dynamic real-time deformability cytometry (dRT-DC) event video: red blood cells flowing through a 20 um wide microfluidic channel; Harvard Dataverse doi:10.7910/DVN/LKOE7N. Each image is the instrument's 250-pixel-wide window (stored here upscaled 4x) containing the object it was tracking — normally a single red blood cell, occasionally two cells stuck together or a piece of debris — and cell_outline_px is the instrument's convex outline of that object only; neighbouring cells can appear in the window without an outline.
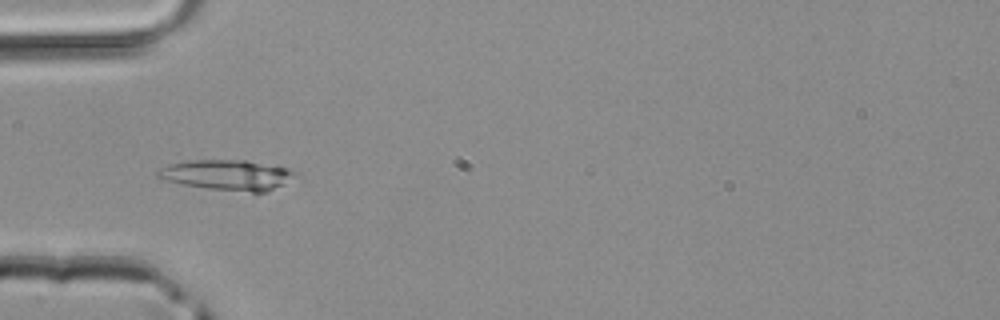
{"species": "common noctule bat (a hibernating species)", "species_latin": "Nyctalus noctula", "temperature_condition": "room temperature", "stored_images_in_passage": 3, "camera_frame_rate_fps": 3000, "um_per_image_px": 0.085, "animal": {"sex": "male", "body_mass_g": 20.4}, "frame": {"image": 1, "passage_image": 3, "time_ms": 0.667, "image_size_px": [1000, 320], "cell_outline_px": [[292, 172], [280, 184], [268, 192], [256, 196], [184, 184], [168, 180], [156, 176], [156, 172], [160, 168], [168, 164], [188, 160], [244, 160], [288, 168]], "centroid_in_image_um": [19.24, 14.9], "position_along_channel_um": 65.8, "area_um2": 24.16}}